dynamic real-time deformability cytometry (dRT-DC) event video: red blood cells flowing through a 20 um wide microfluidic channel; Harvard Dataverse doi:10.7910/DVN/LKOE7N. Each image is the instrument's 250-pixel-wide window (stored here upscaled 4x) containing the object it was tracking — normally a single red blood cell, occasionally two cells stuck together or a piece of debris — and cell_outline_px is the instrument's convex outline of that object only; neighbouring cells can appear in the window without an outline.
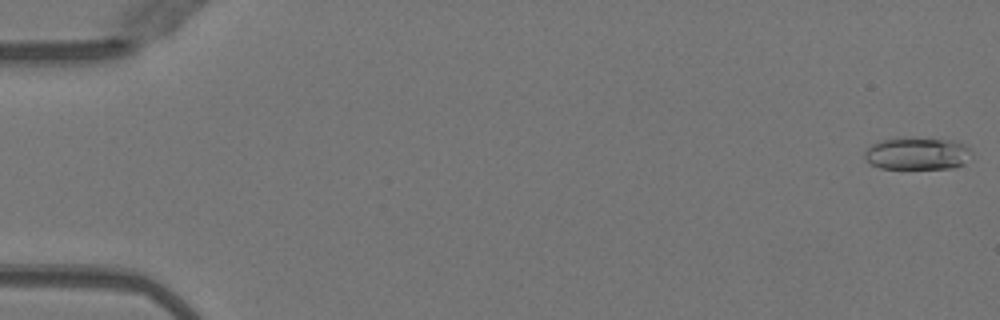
{"species": "Egyptian fruit bat (a non-hibernating species)", "species_latin": "Rousettus aegyptiacus", "temperature_condition": "warm", "stored_images_in_passage": 51, "camera_frame_rate_fps": 3000, "um_per_image_px": 0.085, "animal": {"sex": "female"}, "frame": {"image": 1, "passage_image": 1, "time_ms": 0.0, "image_size_px": [1000, 320], "cell_outline_px": [[972, 156], [964, 164], [952, 168], [880, 168], [872, 164], [864, 156], [864, 152], [872, 144], [880, 140], [956, 140], [964, 144], [972, 152]], "centroid_in_image_um": [78.02, 13.09], "position_along_channel_um": 7.0, "area_um2": 19.48}}
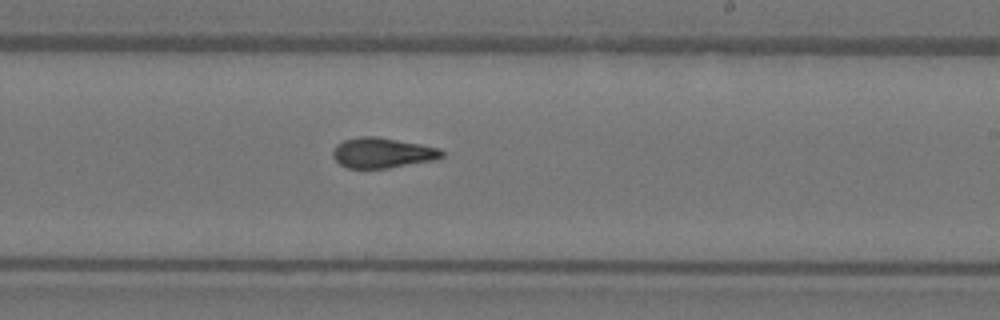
{"frame": {"image": 2, "passage_image": 31, "time_ms": 10.0, "image_size_px": [1000, 320], "cell_outline_px": [[444, 156], [432, 160], [388, 168], [348, 168], [340, 164], [332, 156], [332, 152], [336, 144], [344, 140], [360, 136], [376, 136], [420, 144], [440, 148], [444, 152]], "centroid_in_image_um": [32.48, 12.98], "position_along_channel_um": 256.5, "area_um2": 19.13}}
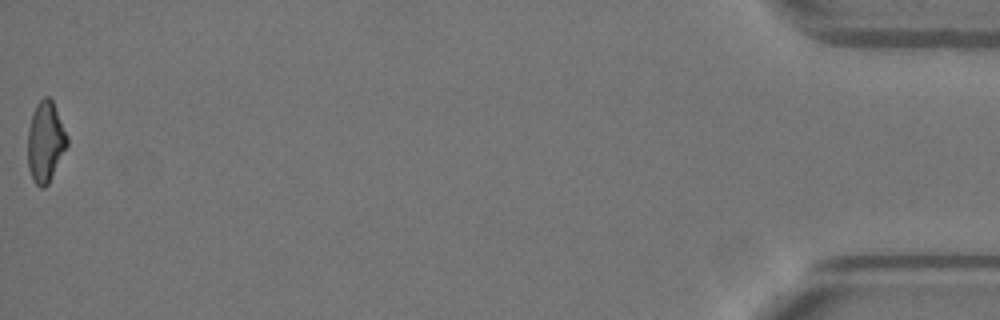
{"frame": {"image": 3, "passage_image": 51, "time_ms": 16.667, "image_size_px": [1000, 320], "cell_outline_px": [[68, 144], [48, 184], [44, 188], [40, 188], [32, 180], [28, 168], [28, 128], [32, 112], [36, 104], [44, 96], [48, 96], [52, 100], [68, 136]], "centroid_in_image_um": [3.85, 12.05], "position_along_channel_um": 431.4, "area_um2": 18.55}, "authors_computed_cell_mechanics": {"area_um2": 19.0162, "velocity_mm_per_s": 4.0515, "shape_relaxation_time_tau1_ms": null, "shape_relaxation_time_tau2_ms": 2.2637, "deformation_change_tau1": null, "deformation_change_tau2": 0.1063}}